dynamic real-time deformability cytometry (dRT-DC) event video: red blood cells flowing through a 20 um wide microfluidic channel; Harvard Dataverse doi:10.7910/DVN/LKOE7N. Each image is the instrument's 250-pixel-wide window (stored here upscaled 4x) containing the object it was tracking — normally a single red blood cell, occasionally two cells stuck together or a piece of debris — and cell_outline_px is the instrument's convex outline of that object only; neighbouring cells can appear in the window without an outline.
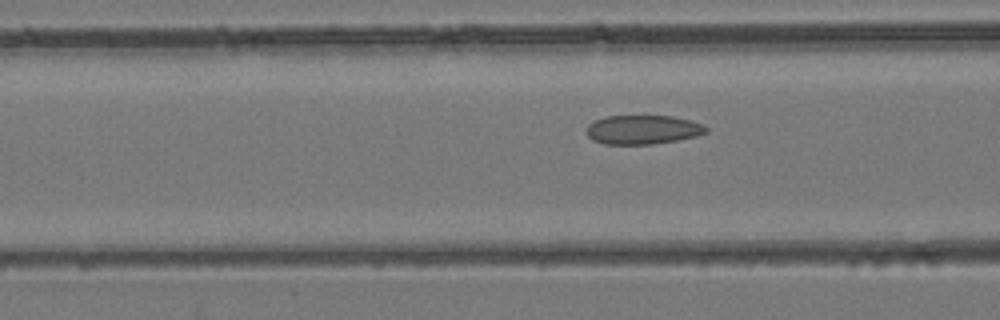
{"species": "common noctule bat (a hibernating species)", "species_latin": "Nyctalus noctula", "temperature_condition": "room temperature", "stored_images_in_passage": 5, "camera_frame_rate_fps": 3000, "um_per_image_px": 0.085, "animal": {"sex": "female", "body_mass_g": 24.6, "forearm_length_mm": 56.2}, "frame": {"image": 1, "passage_image": 5, "time_ms": 4.667, "image_size_px": [1000, 320], "cell_outline_px": [[708, 132], [696, 136], [676, 140], [652, 144], [604, 144], [592, 140], [584, 132], [588, 124], [604, 116], [672, 116], [692, 120], [704, 124], [708, 128]], "centroid_in_image_um": [54.63, 11.02], "position_along_channel_um": 112.0, "area_um2": 20.46}}